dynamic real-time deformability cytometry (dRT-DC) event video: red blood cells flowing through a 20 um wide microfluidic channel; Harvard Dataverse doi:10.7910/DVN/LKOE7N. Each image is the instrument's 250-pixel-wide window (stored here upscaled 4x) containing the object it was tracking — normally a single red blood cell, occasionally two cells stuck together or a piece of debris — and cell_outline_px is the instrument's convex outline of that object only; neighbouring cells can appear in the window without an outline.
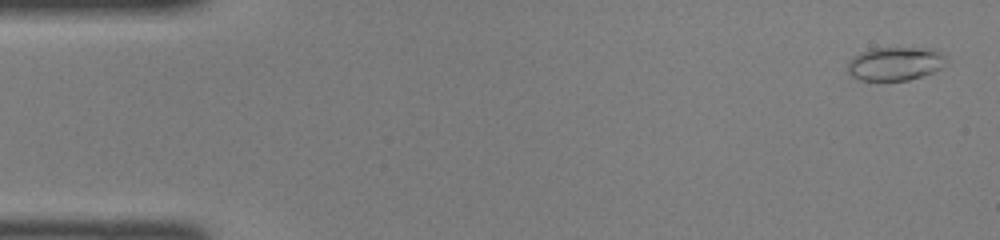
{"species": "common noctule bat (a hibernating species)", "species_latin": "Nyctalus noctula", "temperature_condition": "room temperature", "stored_images_in_passage": 46, "camera_frame_rate_fps": 3000, "um_per_image_px": 0.085, "animal": {"sex": "female", "body_mass_g": 22.0, "forearm_length_mm": 56.7}, "frame": {"image": 1, "passage_image": 2, "time_ms": 0.333, "image_size_px": [1000, 240], "cell_outline_px": [[944, 60], [940, 68], [932, 72], [908, 80], [860, 80], [852, 76], [848, 72], [848, 60], [852, 56], [868, 48], [936, 48], [944, 56]], "centroid_in_image_um": [76.02, 5.39], "position_along_channel_um": 9.0, "area_um2": 19.19}}
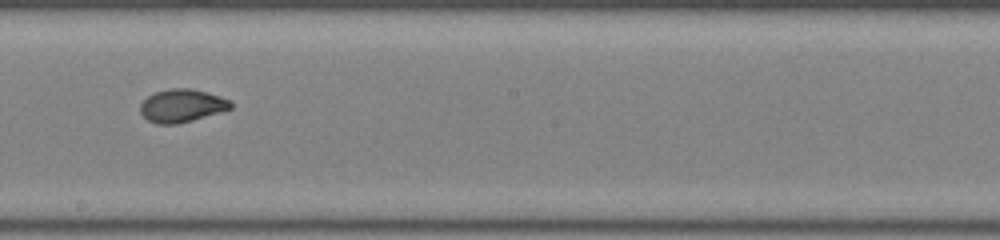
{"frame": {"image": 2, "passage_image": 26, "time_ms": 8.333, "image_size_px": [1000, 240], "cell_outline_px": [[232, 108], [220, 112], [192, 120], [176, 124], [156, 124], [148, 120], [140, 112], [140, 104], [148, 96], [156, 92], [172, 88], [192, 88], [228, 100], [232, 104]], "centroid_in_image_um": [15.42, 8.99], "position_along_channel_um": 232.8, "area_um2": 17.05}}
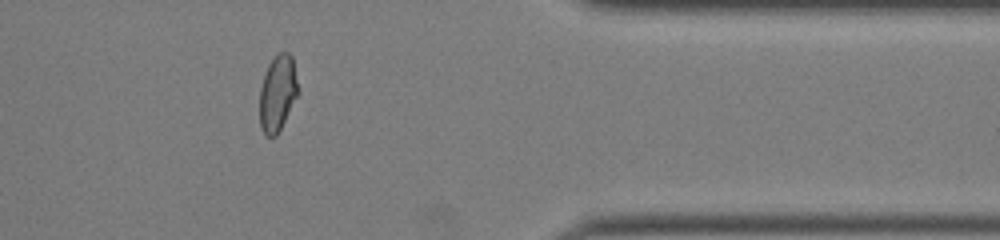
{"frame": {"image": 3, "passage_image": 38, "time_ms": 12.333, "image_size_px": [1000, 240], "cell_outline_px": [[300, 92], [276, 136], [264, 136], [260, 128], [260, 88], [268, 64], [280, 52], [288, 52], [292, 56]], "centroid_in_image_um": [23.61, 7.94], "position_along_channel_um": 387.8, "area_um2": 17.11}}